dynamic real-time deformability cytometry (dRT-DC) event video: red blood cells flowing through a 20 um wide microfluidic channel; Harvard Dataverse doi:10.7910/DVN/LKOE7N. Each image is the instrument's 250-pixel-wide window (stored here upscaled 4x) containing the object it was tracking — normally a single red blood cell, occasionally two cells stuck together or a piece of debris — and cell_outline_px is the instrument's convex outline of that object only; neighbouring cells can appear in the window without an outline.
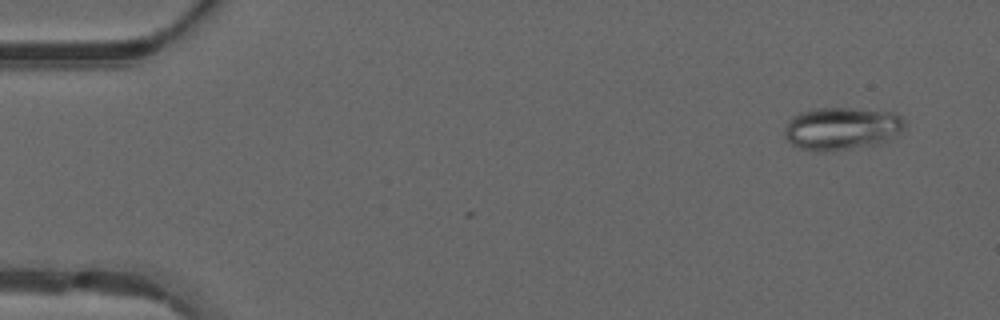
{"species": "common noctule bat (a hibernating species)", "species_latin": "Nyctalus noctula", "temperature_condition": "warm", "stored_images_in_passage": 50, "camera_frame_rate_fps": 3000, "um_per_image_px": 0.085, "animal": {"sex": "male", "forearm_length_mm": 52.5}, "frame": {"image": 1, "passage_image": 4, "time_ms": 1.0, "image_size_px": [1000, 320], "cell_outline_px": [[904, 128], [900, 132], [888, 140], [880, 144], [828, 152], [812, 152], [800, 148], [784, 140], [784, 128], [788, 120], [792, 116], [800, 112], [812, 108], [852, 108], [896, 112], [904, 120]], "centroid_in_image_um": [71.5, 10.93], "position_along_channel_um": 13.5, "area_um2": 30.58}}
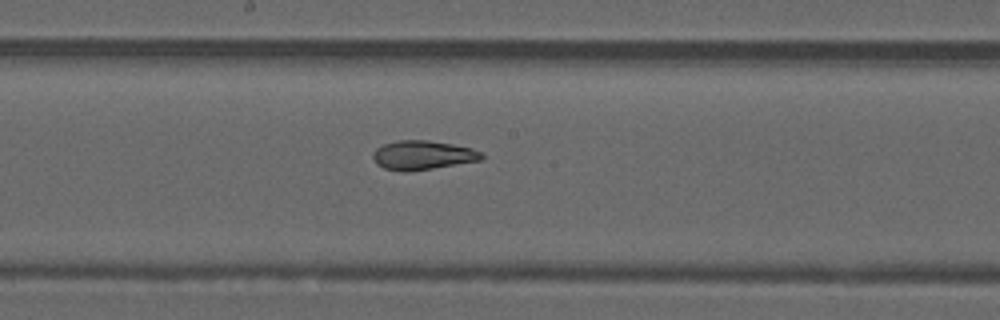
{"frame": {"image": 2, "passage_image": 27, "time_ms": 8.667, "image_size_px": [1000, 320], "cell_outline_px": [[484, 156], [480, 160], [432, 168], [404, 172], [384, 168], [376, 164], [372, 156], [376, 148], [384, 144], [400, 140], [428, 140], [452, 144], [472, 148], [484, 152]], "centroid_in_image_um": [35.93, 13.18], "position_along_channel_um": 212.3, "area_um2": 18.32}}
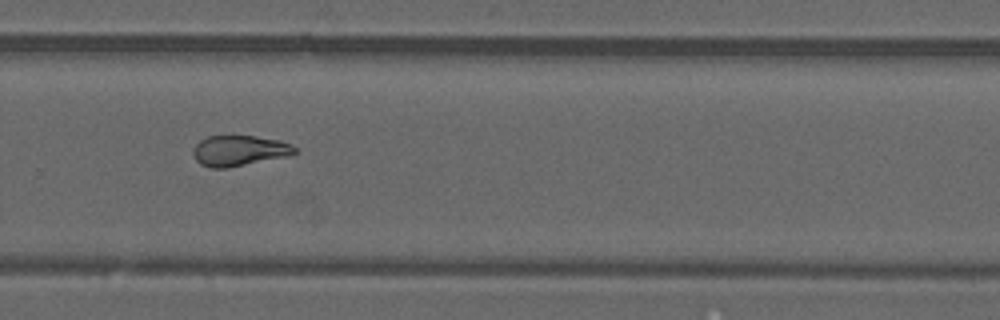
{"frame": {"image": 3, "passage_image": 34, "time_ms": 11.0, "image_size_px": [1000, 320], "cell_outline_px": [[296, 152], [292, 156], [228, 168], [212, 168], [200, 164], [196, 160], [192, 152], [196, 144], [200, 140], [208, 136], [256, 136], [280, 140], [292, 144], [296, 148]], "centroid_in_image_um": [20.38, 12.81], "position_along_channel_um": 309.4, "area_um2": 18.38}, "authors_computed_cell_mechanics": {"area_um2": 20.1433, "velocity_mm_per_s": 4.1865, "shape_relaxation_time_tau1_ms": null, "shape_relaxation_time_tau2_ms": 2.0914, "deformation_change_tau1": null, "deformation_change_tau2": 0.0563}}